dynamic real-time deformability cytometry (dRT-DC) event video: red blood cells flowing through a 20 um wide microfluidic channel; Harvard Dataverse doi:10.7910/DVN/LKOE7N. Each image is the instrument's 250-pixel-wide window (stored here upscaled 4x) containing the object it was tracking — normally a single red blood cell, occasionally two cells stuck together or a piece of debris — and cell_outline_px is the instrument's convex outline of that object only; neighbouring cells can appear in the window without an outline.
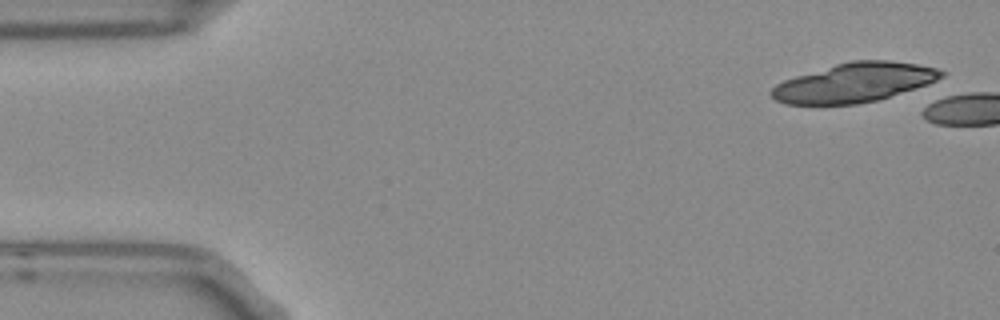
{"species": "Egyptian fruit bat (a non-hibernating species)", "species_latin": "Rousettus aegyptiacus", "temperature_condition": "room temperature", "stored_images_in_passage": 2, "camera_frame_rate_fps": 3000, "um_per_image_px": 0.085, "frame": {"image": 1, "passage_image": 1, "time_ms": 0.0, "image_size_px": [1000, 320], "cell_outline_px": [[944, 76], [928, 84], [876, 100], [856, 104], [784, 104], [776, 100], [768, 92], [776, 84], [784, 80], [796, 76], [836, 64], [852, 60], [888, 60], [916, 64], [936, 68], [944, 72]], "centroid_in_image_um": [72.59, 7.02], "position_along_channel_um": 12.4, "area_um2": 38.38}}